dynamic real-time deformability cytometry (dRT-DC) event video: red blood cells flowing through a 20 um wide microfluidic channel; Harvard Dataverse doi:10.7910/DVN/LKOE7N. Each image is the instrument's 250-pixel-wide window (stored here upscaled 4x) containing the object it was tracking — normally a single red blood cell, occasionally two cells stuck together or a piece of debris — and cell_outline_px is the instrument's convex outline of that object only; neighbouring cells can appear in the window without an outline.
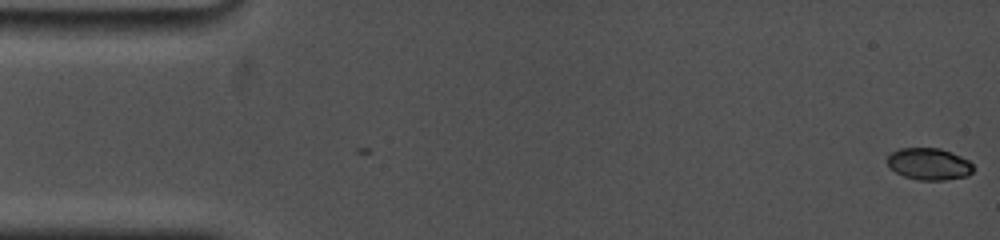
{"species": "common noctule bat (a hibernating species)", "species_latin": "Nyctalus noctula", "temperature_condition": "cold", "stored_images_in_passage": 7, "camera_frame_rate_fps": 5000, "um_per_image_px": 0.085, "animal": {"sex": "female", "body_mass_g": 19.0, "forearm_length_mm": 53.3}, "frame": {"image": 1, "passage_image": 1, "time_ms": 0.0, "image_size_px": [1000, 240], "cell_outline_px": [[976, 168], [968, 176], [944, 180], [920, 180], [904, 176], [896, 172], [888, 164], [888, 156], [892, 152], [900, 148], [940, 148], [952, 152], [968, 160]], "centroid_in_image_um": [79.01, 13.94], "position_along_channel_um": 6.0, "area_um2": 15.95}}
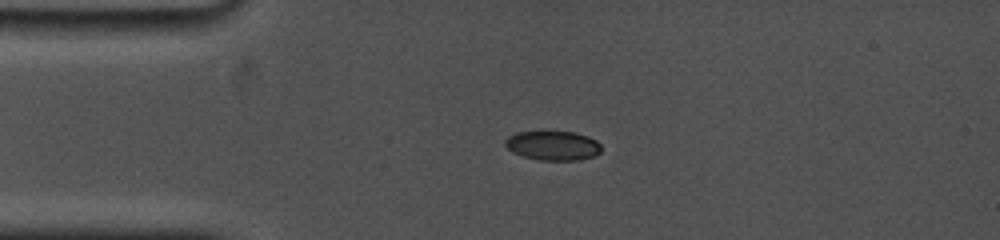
{"frame": {"image": 2, "passage_image": 6, "time_ms": 3.8, "image_size_px": [1000, 240], "cell_outline_px": [[600, 152], [596, 156], [580, 160], [540, 160], [524, 156], [512, 152], [504, 144], [504, 140], [508, 136], [516, 132], [576, 132], [588, 136], [596, 140], [600, 144]], "centroid_in_image_um": [47.01, 12.37], "position_along_channel_um": 38.0, "area_um2": 16.47}}